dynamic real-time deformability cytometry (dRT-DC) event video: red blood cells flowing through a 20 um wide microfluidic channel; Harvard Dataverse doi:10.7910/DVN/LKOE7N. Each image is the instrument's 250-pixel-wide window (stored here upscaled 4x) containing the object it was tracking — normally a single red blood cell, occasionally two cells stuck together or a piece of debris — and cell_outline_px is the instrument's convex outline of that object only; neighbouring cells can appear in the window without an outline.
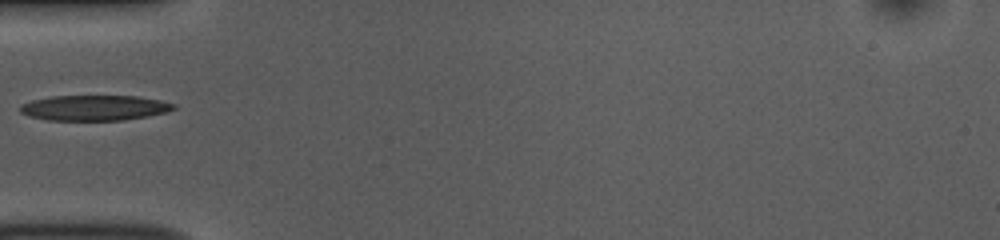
{"species": "common noctule bat (a hibernating species)", "species_latin": "Nyctalus noctula", "temperature_condition": "room temperature", "stored_images_in_passage": 24, "camera_frame_rate_fps": 3000, "um_per_image_px": 0.085, "animal": {"sex": "female", "body_mass_g": 10.0, "forearm_length_mm": 53.1}, "frame": {"image": 1, "passage_image": 1, "time_ms": 0.0, "image_size_px": [1000, 240], "cell_outline_px": [[176, 108], [168, 112], [148, 116], [124, 120], [48, 120], [28, 116], [20, 112], [20, 104], [32, 100], [52, 96], [136, 96], [160, 100], [176, 104]], "centroid_in_image_um": [8.03, 9.17], "position_along_channel_um": 77.0, "area_um2": 22.77}}
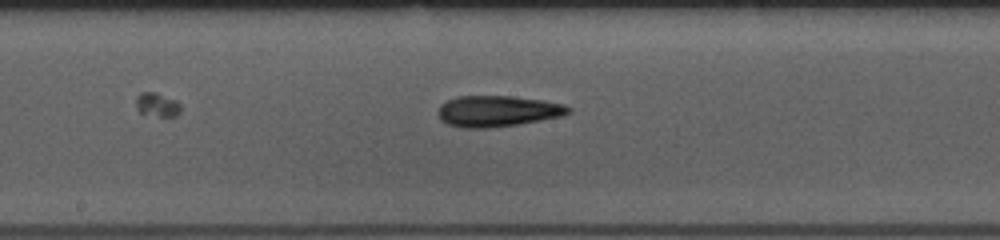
{"frame": {"image": 2, "passage_image": 11, "time_ms": 3.333, "image_size_px": [1000, 240], "cell_outline_px": [[572, 112], [560, 116], [520, 124], [484, 128], [464, 128], [448, 124], [440, 120], [436, 112], [440, 104], [448, 100], [460, 96], [512, 96], [540, 100], [564, 104], [572, 108]], "centroid_in_image_um": [42.27, 9.45], "position_along_channel_um": 205.9, "area_um2": 23.58}}
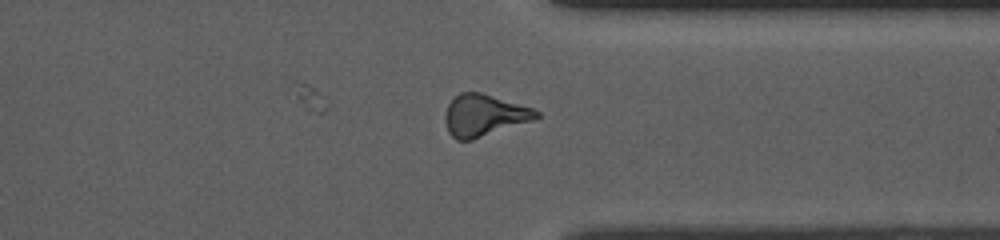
{"frame": {"image": 3, "passage_image": 24, "time_ms": 7.667, "image_size_px": [1000, 240], "cell_outline_px": [[540, 116], [532, 120], [472, 140], [456, 140], [448, 132], [444, 120], [444, 116], [448, 104], [460, 92], [480, 92], [532, 108], [540, 112]], "centroid_in_image_um": [41.11, 9.81], "position_along_channel_um": 370.3, "area_um2": 21.96}}